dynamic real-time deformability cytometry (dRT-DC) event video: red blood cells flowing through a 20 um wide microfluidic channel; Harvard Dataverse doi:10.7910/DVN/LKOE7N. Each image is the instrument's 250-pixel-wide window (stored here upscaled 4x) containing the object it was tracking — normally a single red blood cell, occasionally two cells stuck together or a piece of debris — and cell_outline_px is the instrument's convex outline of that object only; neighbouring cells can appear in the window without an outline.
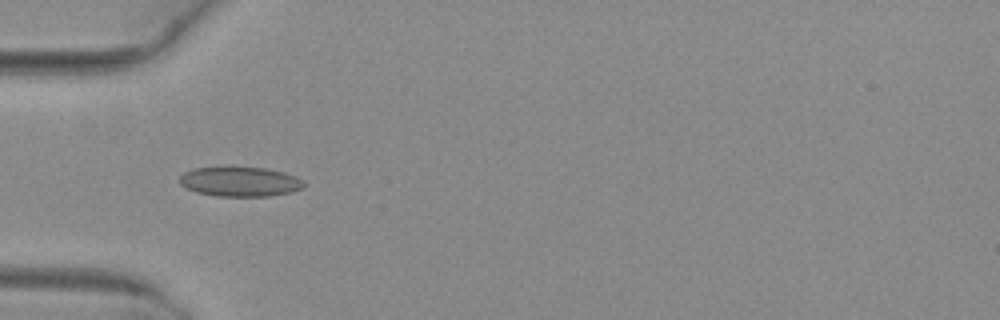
{"species": "common noctule bat (a hibernating species)", "species_latin": "Nyctalus noctula", "temperature_condition": "warm", "stored_images_in_passage": 6, "camera_frame_rate_fps": 3000, "um_per_image_px": 0.085, "animal": {"sex": "female", "body_mass_g": 29.2, "forearm_length_mm": 56.3}, "frame": {"image": 1, "passage_image": 4, "time_ms": 1.0, "image_size_px": [1000, 320], "cell_outline_px": [[304, 188], [292, 192], [272, 196], [216, 196], [196, 192], [180, 184], [180, 176], [184, 172], [196, 168], [228, 164], [232, 164], [264, 168], [284, 172], [296, 176], [304, 180]], "centroid_in_image_um": [20.41, 15.4], "position_along_channel_um": 64.6, "area_um2": 22.37}}
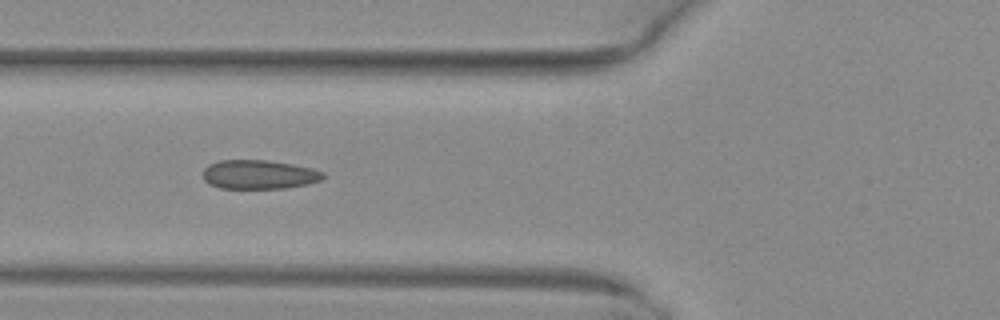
{"frame": {"image": 2, "passage_image": 5, "time_ms": 1.333, "image_size_px": [1000, 320], "cell_outline_px": [[324, 176], [320, 180], [308, 184], [288, 188], [220, 188], [208, 184], [204, 180], [204, 168], [208, 164], [220, 160], [268, 160], [292, 164], [312, 168], [324, 172]], "centroid_in_image_um": [22.01, 14.83], "position_along_channel_um": 103.8, "area_um2": 20.4}}
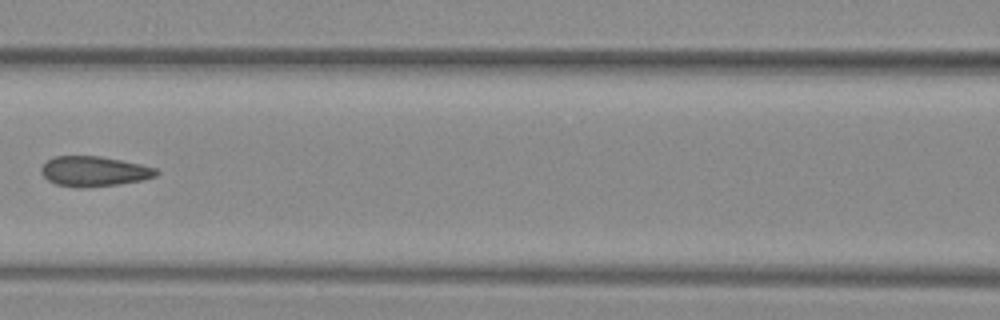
{"frame": {"image": 3, "passage_image": 6, "time_ms": 1.667, "image_size_px": [1000, 320], "cell_outline_px": [[160, 172], [156, 176], [140, 180], [120, 184], [84, 188], [76, 188], [56, 184], [48, 180], [40, 172], [40, 168], [48, 160], [56, 156], [100, 156], [140, 164], [156, 168]], "centroid_in_image_um": [7.98, 14.57], "position_along_channel_um": 158.6, "area_um2": 20.17}}